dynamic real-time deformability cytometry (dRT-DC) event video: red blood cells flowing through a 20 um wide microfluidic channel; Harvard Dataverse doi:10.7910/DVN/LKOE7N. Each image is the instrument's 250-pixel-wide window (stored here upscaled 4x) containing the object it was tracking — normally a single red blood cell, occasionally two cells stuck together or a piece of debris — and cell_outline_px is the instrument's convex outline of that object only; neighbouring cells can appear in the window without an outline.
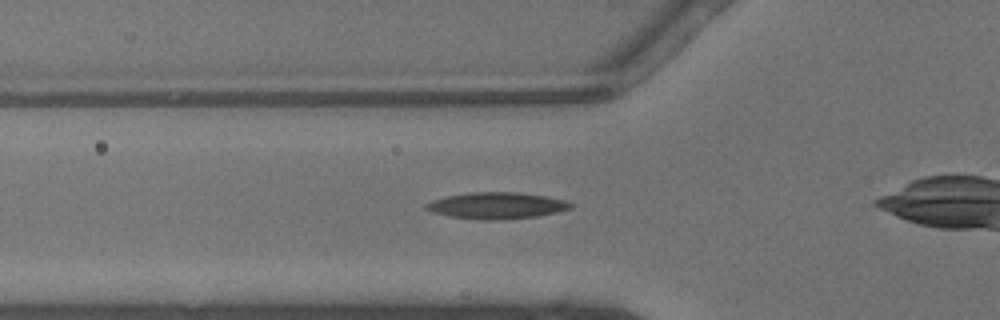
{"species": "common noctule bat (a hibernating species)", "species_latin": "Nyctalus noctula", "temperature_condition": "warm", "stored_images_in_passage": 26, "camera_frame_rate_fps": 3000, "um_per_image_px": 0.085, "animal": {"sex": "male", "body_mass_g": 13.3}, "frame": {"image": 1, "passage_image": 3, "time_ms": 0.667, "image_size_px": [1000, 320], "cell_outline_px": [[572, 208], [560, 212], [536, 216], [500, 220], [476, 220], [452, 216], [432, 212], [424, 208], [424, 204], [432, 200], [448, 196], [472, 192], [516, 192], [544, 196], [564, 200], [572, 204]], "centroid_in_image_um": [42.21, 17.48], "position_along_channel_um": 83.6, "area_um2": 22.25}}
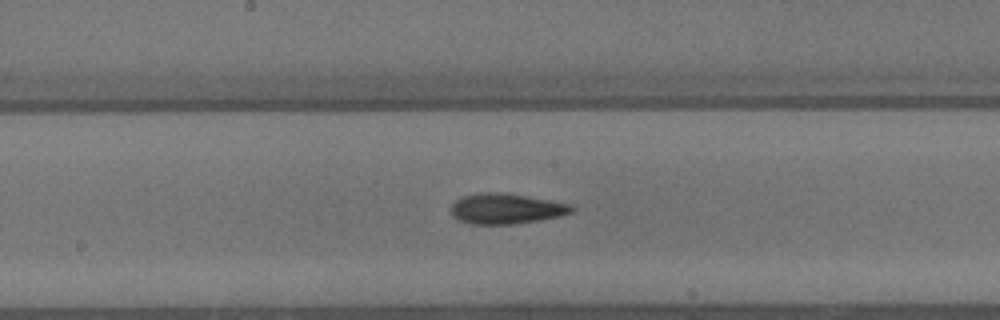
{"frame": {"image": 2, "passage_image": 11, "time_ms": 3.333, "image_size_px": [1000, 320], "cell_outline_px": [[576, 208], [572, 212], [560, 216], [512, 224], [472, 224], [460, 220], [452, 216], [452, 204], [456, 200], [464, 196], [480, 192], [500, 192], [572, 204]], "centroid_in_image_um": [43.02, 17.73], "position_along_channel_um": 205.2, "area_um2": 21.1}}
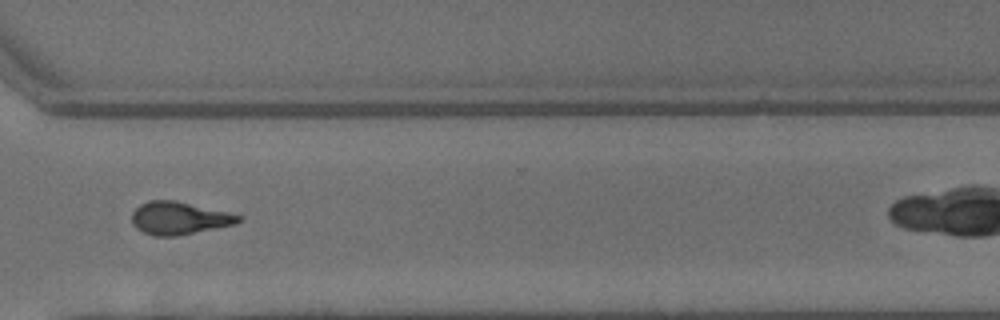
{"frame": {"image": 3, "passage_image": 21, "time_ms": 6.667, "image_size_px": [1000, 320], "cell_outline_px": [[244, 220], [236, 224], [176, 236], [156, 236], [144, 232], [136, 228], [132, 224], [132, 212], [140, 204], [152, 200], [176, 200], [228, 212], [244, 216]], "centroid_in_image_um": [15.26, 18.54], "position_along_channel_um": 355.3, "area_um2": 20.4}}